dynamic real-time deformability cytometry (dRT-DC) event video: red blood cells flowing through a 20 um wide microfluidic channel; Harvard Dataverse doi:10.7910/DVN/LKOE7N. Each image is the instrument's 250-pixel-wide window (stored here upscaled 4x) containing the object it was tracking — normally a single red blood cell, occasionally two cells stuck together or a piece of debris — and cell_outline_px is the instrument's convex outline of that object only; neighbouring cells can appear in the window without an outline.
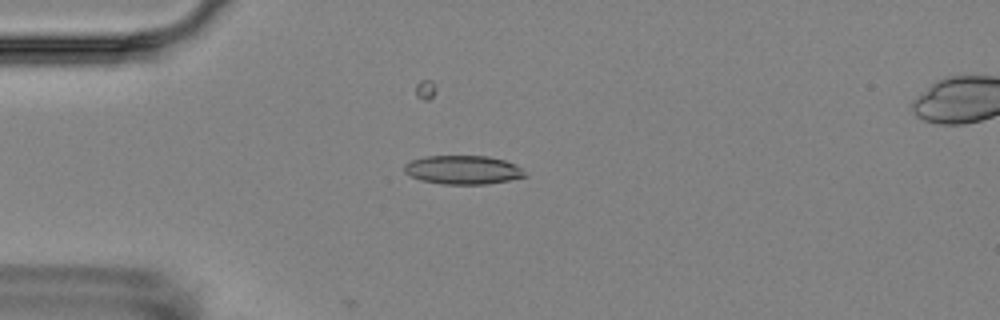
{"species": "Egyptian fruit bat (a non-hibernating species)", "species_latin": "Rousettus aegyptiacus", "temperature_condition": "room temperature", "stored_images_in_passage": 11, "camera_frame_rate_fps": 3000, "um_per_image_px": 0.085, "animal": {"sex": "female"}, "frame": {"image": 1, "passage_image": 5, "time_ms": 4.667, "image_size_px": [1000, 320], "cell_outline_px": [[528, 176], [488, 184], [440, 184], [420, 180], [404, 172], [404, 164], [412, 160], [424, 156], [488, 156], [504, 160], [516, 164]], "centroid_in_image_um": [39.34, 14.44], "position_along_channel_um": 45.7, "area_um2": 20.23}}
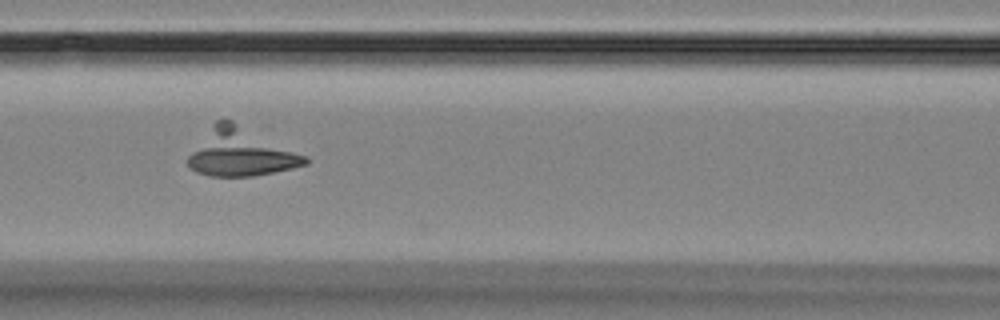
{"frame": {"image": 2, "passage_image": 8, "time_ms": 8.0, "image_size_px": [1000, 320], "cell_outline_px": [[308, 164], [292, 168], [252, 176], [208, 176], [196, 172], [188, 164], [188, 156], [212, 124], [216, 120], [232, 120], [308, 156]], "centroid_in_image_um": [20.49, 12.96], "position_along_channel_um": 146.1, "area_um2": 32.19}}
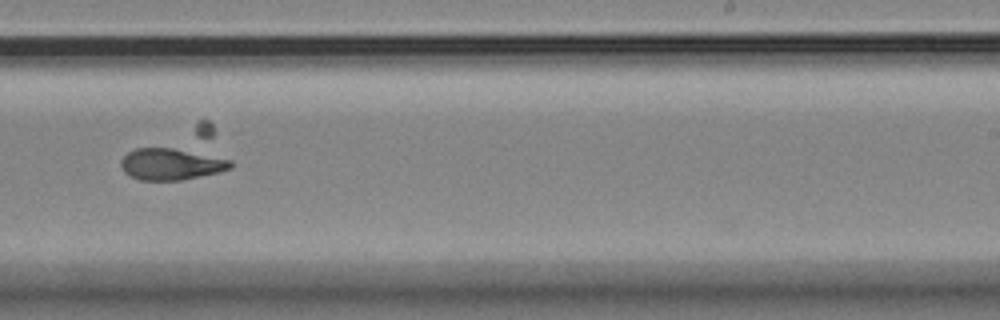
{"frame": {"image": 3, "passage_image": 11, "time_ms": 11.667, "image_size_px": [1000, 320], "cell_outline_px": [[232, 168], [220, 172], [180, 180], [140, 180], [124, 172], [120, 164], [120, 160], [128, 152], [136, 148], [172, 148], [232, 160]], "centroid_in_image_um": [14.52, 13.96], "position_along_channel_um": 274.5, "area_um2": 19.88}}